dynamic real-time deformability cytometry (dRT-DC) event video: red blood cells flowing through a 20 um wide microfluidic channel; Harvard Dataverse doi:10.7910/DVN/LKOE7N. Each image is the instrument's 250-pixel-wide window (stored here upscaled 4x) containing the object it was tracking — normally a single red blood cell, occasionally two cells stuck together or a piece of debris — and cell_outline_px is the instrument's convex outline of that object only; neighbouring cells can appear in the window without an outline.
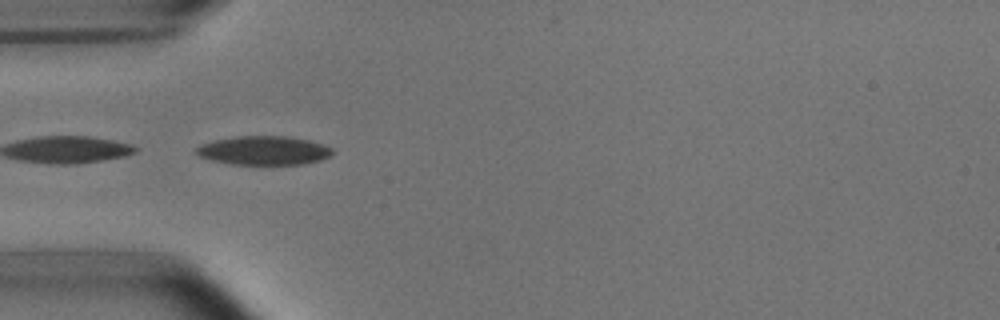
{"species": "common noctule bat (a hibernating species)", "species_latin": "Nyctalus noctula", "temperature_condition": "room temperature", "stored_images_in_passage": 8, "camera_frame_rate_fps": 3000, "um_per_image_px": 0.085, "animal": {"sex": "male", "body_mass_g": 15.6}, "frame": {"image": 1, "passage_image": 1, "time_ms": 0.0, "image_size_px": [1000, 320], "cell_outline_px": [[332, 156], [320, 160], [304, 164], [232, 164], [212, 160], [200, 156], [196, 152], [196, 148], [200, 144], [216, 140], [240, 136], [292, 136], [324, 144], [332, 148]], "centroid_in_image_um": [22.47, 12.79], "position_along_channel_um": 62.5, "area_um2": 22.83}}